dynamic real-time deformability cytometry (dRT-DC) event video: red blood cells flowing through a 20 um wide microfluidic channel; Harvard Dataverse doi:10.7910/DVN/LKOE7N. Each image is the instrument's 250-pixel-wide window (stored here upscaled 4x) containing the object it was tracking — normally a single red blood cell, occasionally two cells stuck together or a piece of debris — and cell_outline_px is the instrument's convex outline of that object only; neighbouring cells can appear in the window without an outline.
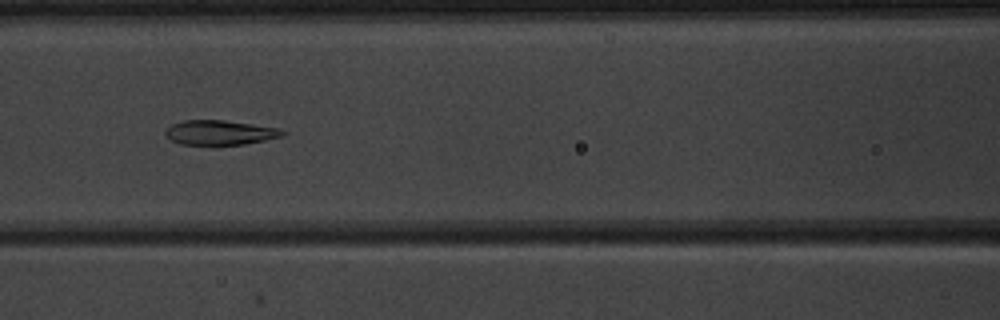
{"species": "common noctule bat (a hibernating species)", "species_latin": "Nyctalus noctula", "temperature_condition": "warm", "stored_images_in_passage": 7, "camera_frame_rate_fps": 3000, "um_per_image_px": 0.085, "animal": {"sex": "male", "body_mass_g": 20.1, "forearm_length_mm": 53.5}, "frame": {"image": 1, "passage_image": 5, "time_ms": 5.667, "image_size_px": [1000, 320], "cell_outline_px": [[288, 132], [284, 136], [244, 144], [180, 144], [172, 140], [164, 132], [172, 124], [184, 120], [224, 120], [280, 128]], "centroid_in_image_um": [18.75, 11.26], "position_along_channel_um": 147.9, "area_um2": 16.65}}
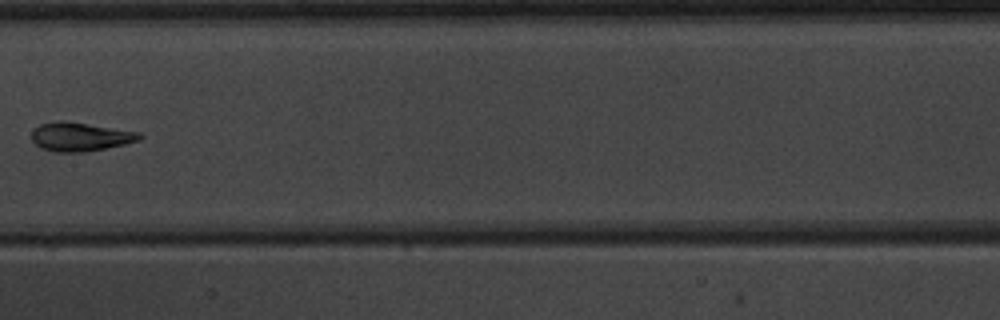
{"frame": {"image": 2, "passage_image": 6, "time_ms": 7.0, "image_size_px": [1000, 320], "cell_outline_px": [[144, 136], [140, 140], [124, 144], [88, 152], [52, 152], [40, 148], [32, 140], [32, 128], [40, 124], [56, 120], [64, 120], [140, 132]], "centroid_in_image_um": [6.8, 11.62], "position_along_channel_um": 200.6, "area_um2": 18.38}}
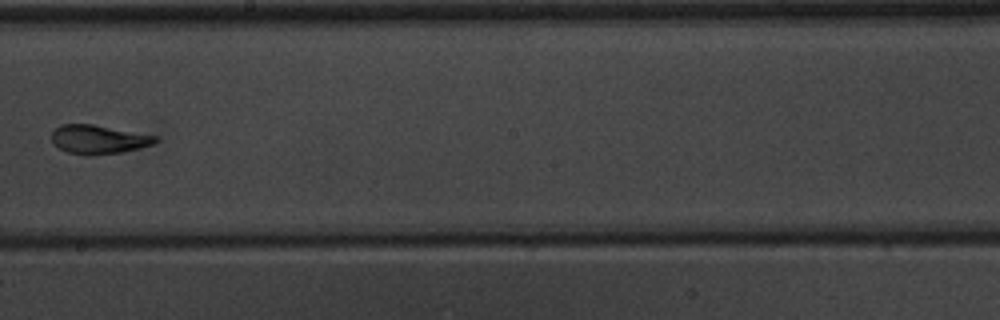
{"frame": {"image": 3, "passage_image": 7, "time_ms": 8.0, "image_size_px": [1000, 320], "cell_outline_px": [[160, 140], [156, 144], [120, 152], [92, 156], [84, 156], [68, 152], [52, 144], [52, 132], [60, 124], [92, 124], [160, 136]], "centroid_in_image_um": [8.41, 11.85], "position_along_channel_um": 239.8, "area_um2": 17.74}}